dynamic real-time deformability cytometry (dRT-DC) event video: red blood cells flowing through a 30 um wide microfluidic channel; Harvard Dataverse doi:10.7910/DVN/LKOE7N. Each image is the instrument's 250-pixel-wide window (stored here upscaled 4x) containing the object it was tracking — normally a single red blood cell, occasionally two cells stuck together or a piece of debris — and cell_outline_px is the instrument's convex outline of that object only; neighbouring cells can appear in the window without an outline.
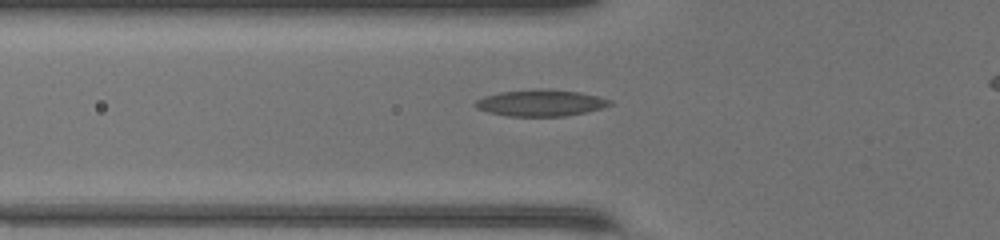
{"species": "common noctule bat (a hibernating species)", "species_latin": "Nyctalus noctula", "temperature_condition": "warm", "stored_images_in_passage": 44, "camera_frame_rate_fps": 3000, "um_per_image_px": 0.085, "animal": {"sex": "female", "body_mass_g": 17.0, "forearm_length_mm": 48.0}, "frame": {"image": 1, "passage_image": 18, "time_ms": 5.667, "image_size_px": [1000, 240], "cell_outline_px": [[612, 104], [600, 108], [584, 112], [564, 116], [508, 116], [488, 112], [476, 108], [472, 104], [476, 100], [484, 96], [500, 92], [532, 88], [548, 88], [580, 92], [600, 96], [612, 100]], "centroid_in_image_um": [45.93, 8.72], "position_along_channel_um": 79.9, "area_um2": 21.04}}
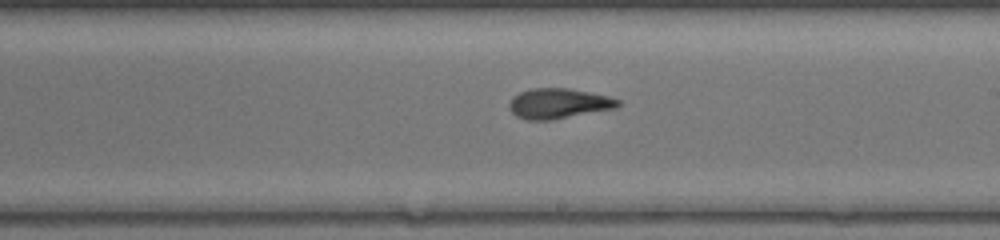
{"frame": {"image": 2, "passage_image": 29, "time_ms": 9.333, "image_size_px": [1000, 240], "cell_outline_px": [[620, 104], [616, 108], [552, 120], [528, 120], [516, 116], [512, 112], [508, 104], [512, 96], [520, 92], [532, 88], [568, 88], [608, 96], [620, 100]], "centroid_in_image_um": [47.46, 8.8], "position_along_channel_um": 241.5, "area_um2": 19.13}}
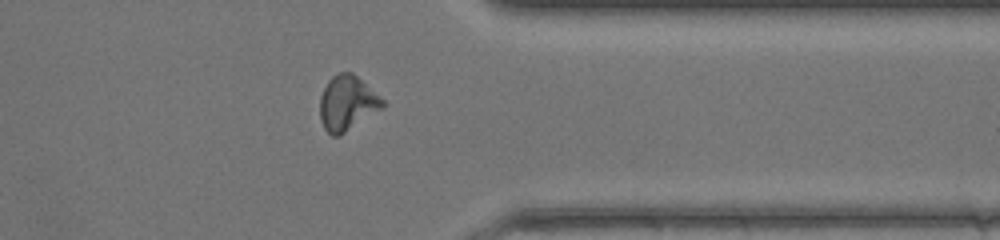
{"frame": {"image": 3, "passage_image": 39, "time_ms": 12.667, "image_size_px": [1000, 240], "cell_outline_px": [[388, 104], [340, 136], [332, 136], [324, 128], [320, 120], [320, 96], [328, 80], [332, 76], [340, 72], [352, 72], [380, 96]], "centroid_in_image_um": [29.51, 8.77], "position_along_channel_um": 381.9, "area_um2": 20.06}}